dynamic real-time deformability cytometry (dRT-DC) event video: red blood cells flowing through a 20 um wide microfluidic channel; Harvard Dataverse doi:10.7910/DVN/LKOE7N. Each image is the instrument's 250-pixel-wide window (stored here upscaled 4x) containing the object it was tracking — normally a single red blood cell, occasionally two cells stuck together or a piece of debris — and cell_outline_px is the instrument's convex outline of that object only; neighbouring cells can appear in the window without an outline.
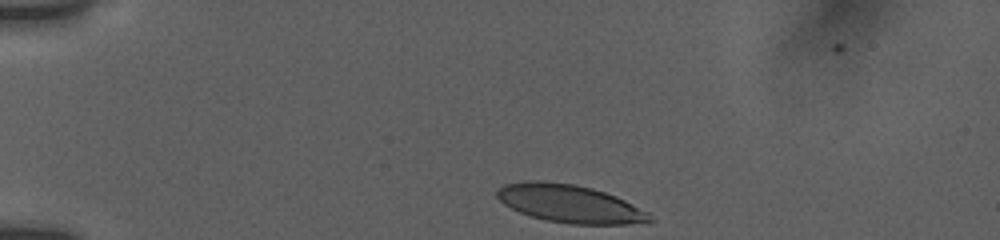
{"species": "human", "species_latin": "Homo sapiens", "temperature_condition": "room temperature", "stored_images_in_passage": 13, "camera_frame_rate_fps": 3000, "um_per_image_px": 0.085, "donor": {"sex": "female"}, "frame": {"image": 1, "passage_image": 1, "time_ms": 0.0, "image_size_px": [1000, 240], "cell_outline_px": [[656, 220], [628, 224], [568, 224], [548, 220], [532, 216], [520, 212], [504, 204], [496, 196], [496, 188], [504, 184], [528, 180], [544, 180], [572, 184], [592, 188], [616, 196], [648, 212]], "centroid_in_image_um": [48.41, 17.3], "position_along_channel_um": 36.6, "area_um2": 33.7}}